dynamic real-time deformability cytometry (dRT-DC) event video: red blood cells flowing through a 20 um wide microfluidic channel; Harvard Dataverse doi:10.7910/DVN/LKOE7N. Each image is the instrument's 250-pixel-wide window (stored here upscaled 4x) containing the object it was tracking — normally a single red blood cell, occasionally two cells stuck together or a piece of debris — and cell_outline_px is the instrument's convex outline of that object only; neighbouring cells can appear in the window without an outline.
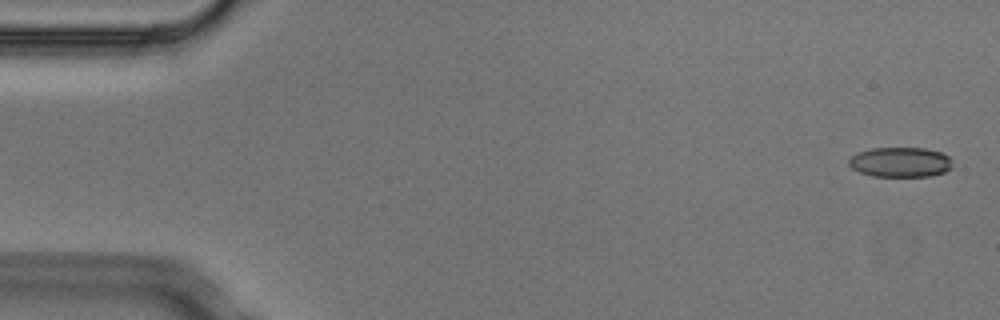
{"species": "Egyptian fruit bat (a non-hibernating species)", "species_latin": "Rousettus aegyptiacus", "temperature_condition": "cold", "stored_images_in_passage": 8, "camera_frame_rate_fps": 3000, "um_per_image_px": 0.085, "animal": {"sex": "male"}, "frame": {"image": 1, "passage_image": 1, "time_ms": 0.0, "image_size_px": [1000, 320], "cell_outline_px": [[952, 168], [944, 172], [932, 176], [872, 176], [860, 172], [852, 168], [848, 164], [848, 160], [852, 156], [860, 152], [872, 148], [924, 148], [940, 152], [948, 156], [952, 160]], "centroid_in_image_um": [76.55, 13.79], "position_along_channel_um": 8.4, "area_um2": 18.03}}
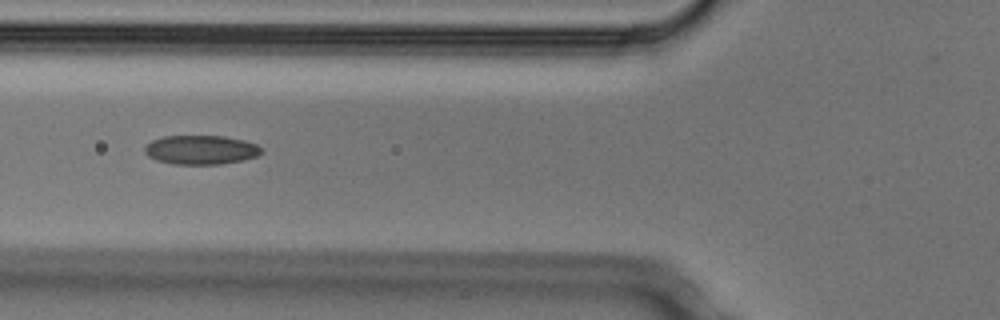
{"frame": {"image": 2, "passage_image": 6, "time_ms": 1.667, "image_size_px": [1000, 320], "cell_outline_px": [[264, 152], [256, 156], [244, 160], [220, 164], [172, 164], [156, 160], [148, 156], [144, 152], [144, 148], [152, 140], [164, 136], [224, 136], [244, 140], [256, 144]], "centroid_in_image_um": [17.08, 12.74], "position_along_channel_um": 108.7, "area_um2": 19.83}}
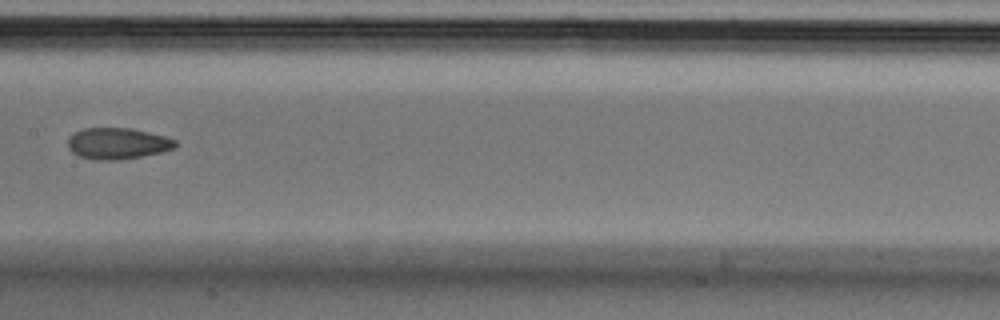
{"frame": {"image": 3, "passage_image": 8, "time_ms": 2.333, "image_size_px": [1000, 320], "cell_outline_px": [[176, 148], [160, 152], [120, 160], [92, 160], [80, 156], [72, 152], [68, 148], [68, 136], [84, 128], [132, 128], [164, 136], [176, 140]], "centroid_in_image_um": [9.97, 12.2], "position_along_channel_um": 197.4, "area_um2": 19.59}}